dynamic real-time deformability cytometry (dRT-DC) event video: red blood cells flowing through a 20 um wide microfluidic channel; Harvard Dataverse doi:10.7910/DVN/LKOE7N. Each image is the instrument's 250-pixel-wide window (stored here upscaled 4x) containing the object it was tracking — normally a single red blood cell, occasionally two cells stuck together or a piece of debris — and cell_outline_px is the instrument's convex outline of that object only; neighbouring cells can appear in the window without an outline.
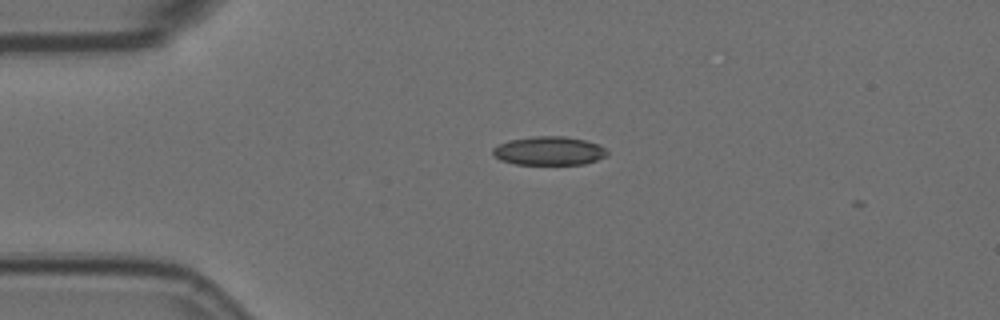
{"species": "Egyptian fruit bat (a non-hibernating species)", "species_latin": "Rousettus aegyptiacus", "temperature_condition": "room temperature", "stored_images_in_passage": 2, "camera_frame_rate_fps": 3000, "um_per_image_px": 0.085, "animal": {"sex": "female"}, "frame": {"image": 1, "passage_image": 1, "time_ms": 0.0, "image_size_px": [1000, 320], "cell_outline_px": [[608, 156], [584, 164], [516, 164], [500, 160], [492, 152], [492, 148], [508, 140], [532, 136], [564, 136], [584, 140], [600, 144], [608, 152]], "centroid_in_image_um": [46.68, 12.82], "position_along_channel_um": 38.3, "area_um2": 19.13}}